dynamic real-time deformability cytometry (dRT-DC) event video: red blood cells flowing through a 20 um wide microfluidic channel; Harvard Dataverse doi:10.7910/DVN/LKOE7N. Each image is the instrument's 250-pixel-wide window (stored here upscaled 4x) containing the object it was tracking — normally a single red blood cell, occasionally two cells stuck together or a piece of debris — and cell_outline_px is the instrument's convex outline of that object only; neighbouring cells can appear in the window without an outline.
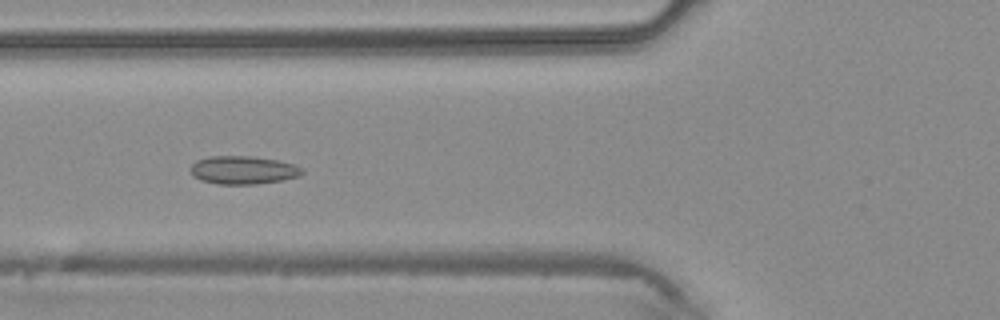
{"species": "common noctule bat (a hibernating species)", "species_latin": "Nyctalus noctula", "temperature_condition": "warm", "stored_images_in_passage": 39, "camera_frame_rate_fps": 3000, "um_per_image_px": 0.085, "animal": {"sex": "male", "body_mass_g": 20.4}, "frame": {"image": 1, "passage_image": 12, "time_ms": 3.667, "image_size_px": [1000, 320], "cell_outline_px": [[304, 172], [300, 176], [280, 180], [256, 184], [216, 184], [200, 180], [192, 176], [188, 168], [196, 160], [208, 156], [252, 156], [276, 160], [292, 164], [304, 168]], "centroid_in_image_um": [20.61, 14.45], "position_along_channel_um": 105.2, "area_um2": 18.5}}
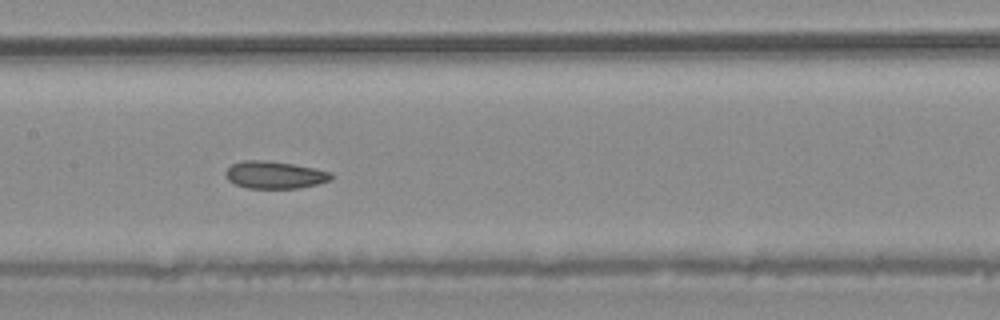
{"frame": {"image": 2, "passage_image": 17, "time_ms": 5.333, "image_size_px": [1000, 320], "cell_outline_px": [[332, 180], [300, 188], [248, 188], [236, 184], [228, 180], [224, 172], [232, 164], [244, 160], [268, 160], [316, 168], [332, 172]], "centroid_in_image_um": [23.36, 14.86], "position_along_channel_um": 184.0, "area_um2": 16.88}}
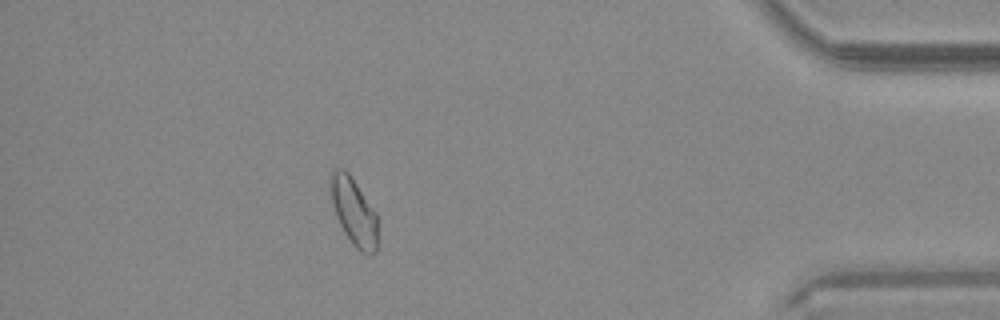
{"frame": {"image": 3, "passage_image": 34, "time_ms": 11.0, "image_size_px": [1000, 320], "cell_outline_px": [[376, 252], [372, 256], [368, 256], [360, 252], [352, 244], [344, 232], [336, 216], [332, 204], [328, 184], [328, 180], [332, 172], [336, 168], [344, 168], [352, 176], [376, 212]], "centroid_in_image_um": [30.04, 17.97], "position_along_channel_um": 405.2, "area_um2": 18.84}}